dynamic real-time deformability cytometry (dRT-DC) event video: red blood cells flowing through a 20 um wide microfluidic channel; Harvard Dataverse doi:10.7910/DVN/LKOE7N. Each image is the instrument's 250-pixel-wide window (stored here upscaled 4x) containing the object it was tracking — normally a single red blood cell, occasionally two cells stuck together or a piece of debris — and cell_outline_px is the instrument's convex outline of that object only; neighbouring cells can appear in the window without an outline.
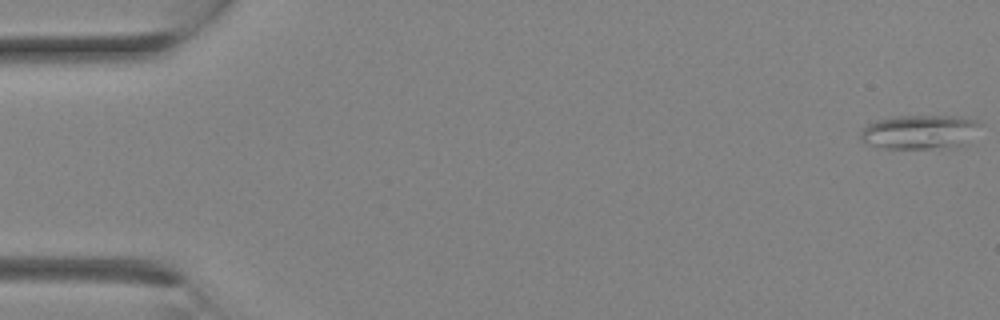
{"species": "Egyptian fruit bat (a non-hibernating species)", "species_latin": "Rousettus aegyptiacus", "temperature_condition": "room temperature", "stored_images_in_passage": 14, "camera_frame_rate_fps": 3000, "um_per_image_px": 0.085, "animal": {"sex": "female"}, "frame": {"image": 1, "passage_image": 1, "time_ms": 0.0, "image_size_px": [1000, 320], "cell_outline_px": [[980, 124], [964, 144], [956, 148], [884, 148], [868, 144], [860, 140], [860, 132], [868, 124], [876, 120], [896, 116], [960, 116], [976, 120]], "centroid_in_image_um": [78.14, 11.22], "position_along_channel_um": 6.9, "area_um2": 23.7}}
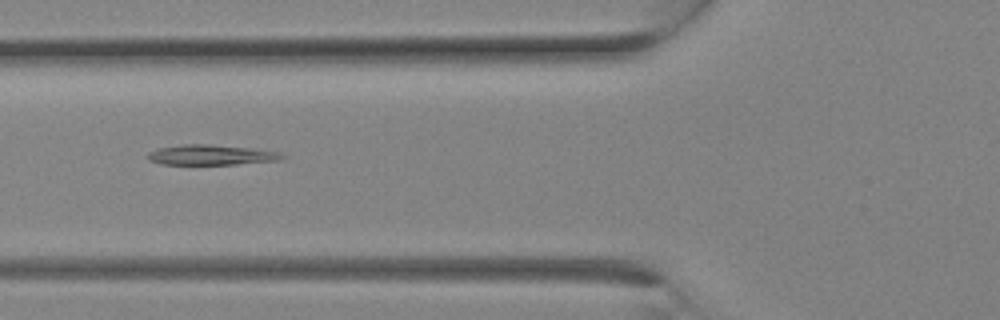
{"frame": {"image": 2, "passage_image": 11, "time_ms": 3.333, "image_size_px": [1000, 320], "cell_outline_px": [[288, 156], [280, 160], [236, 164], [160, 164], [148, 160], [148, 152], [156, 148], [184, 144], [208, 144], [252, 148], [280, 152]], "centroid_in_image_um": [17.95, 13.16], "position_along_channel_um": 107.8, "area_um2": 15.9}}
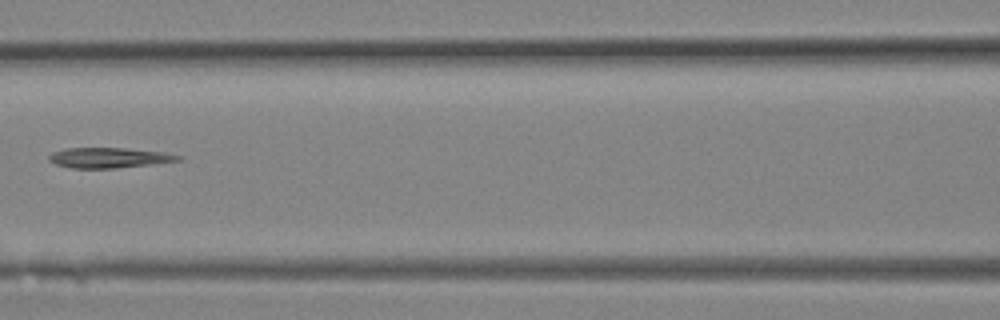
{"frame": {"image": 3, "passage_image": 13, "time_ms": 4.0, "image_size_px": [1000, 320], "cell_outline_px": [[184, 160], [152, 164], [116, 168], [72, 168], [56, 164], [48, 160], [48, 156], [52, 152], [64, 148], [124, 148], [164, 152], [184, 156]], "centroid_in_image_um": [9.3, 13.4], "position_along_channel_um": 157.3, "area_um2": 15.37}}